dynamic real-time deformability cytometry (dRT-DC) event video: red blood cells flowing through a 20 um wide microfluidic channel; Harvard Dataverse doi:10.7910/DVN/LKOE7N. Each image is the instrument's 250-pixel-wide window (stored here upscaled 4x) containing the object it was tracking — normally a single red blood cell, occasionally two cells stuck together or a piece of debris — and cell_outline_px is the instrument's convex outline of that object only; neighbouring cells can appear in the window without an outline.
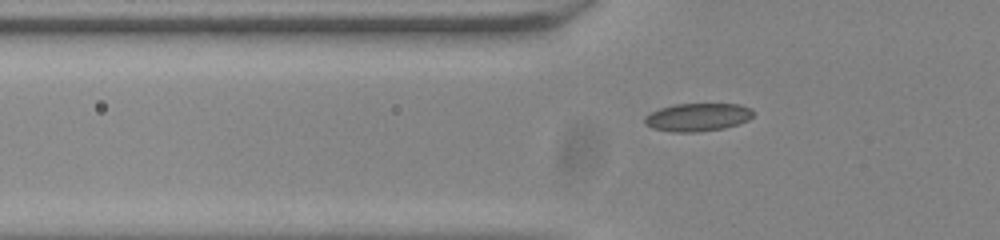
{"species": "common noctule bat (a hibernating species)", "species_latin": "Nyctalus noctula", "temperature_condition": "room temperature", "stored_images_in_passage": 41, "camera_frame_rate_fps": 3000, "um_per_image_px": 0.085, "animal": {"sex": "male", "body_mass_g": 20.0, "forearm_length_mm": 53.3}, "frame": {"image": 1, "passage_image": 6, "time_ms": 1.667, "image_size_px": [1000, 240], "cell_outline_px": [[752, 116], [748, 120], [724, 128], [696, 132], [672, 132], [652, 128], [644, 124], [644, 116], [660, 108], [676, 104], [740, 104], [752, 108]], "centroid_in_image_um": [59.27, 9.96], "position_along_channel_um": 66.5, "area_um2": 17.69}}
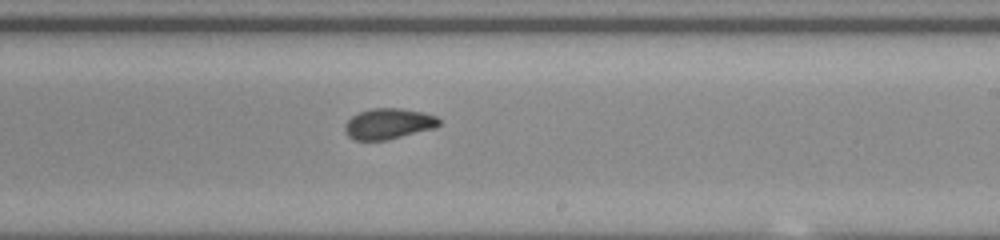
{"frame": {"image": 2, "passage_image": 21, "time_ms": 6.667, "image_size_px": [1000, 240], "cell_outline_px": [[440, 124], [436, 128], [388, 140], [352, 140], [344, 132], [344, 124], [352, 116], [360, 112], [372, 108], [400, 108], [424, 112], [436, 116], [440, 120]], "centroid_in_image_um": [33.02, 10.53], "position_along_channel_um": 256.0, "area_um2": 17.11}}
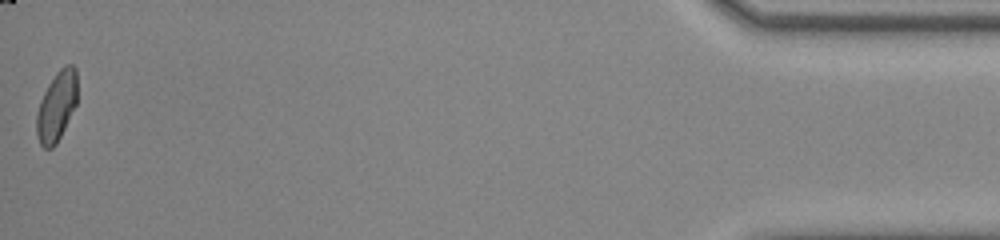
{"frame": {"image": 3, "passage_image": 41, "time_ms": 13.333, "image_size_px": [1000, 240], "cell_outline_px": [[76, 104], [56, 144], [52, 148], [44, 148], [40, 144], [36, 132], [36, 112], [40, 100], [48, 84], [56, 72], [64, 64], [72, 64], [76, 68]], "centroid_in_image_um": [4.79, 9.01], "position_along_channel_um": 430.4, "area_um2": 16.47}, "authors_computed_cell_mechanics": {"area_um2": 17.1088, "velocity_mm_per_s": 3.8598, "shape_relaxation_time_tau1_ms": null, "shape_relaxation_time_tau2_ms": 1.2695, "deformation_change_tau1": null, "deformation_change_tau2": 0.0525}}